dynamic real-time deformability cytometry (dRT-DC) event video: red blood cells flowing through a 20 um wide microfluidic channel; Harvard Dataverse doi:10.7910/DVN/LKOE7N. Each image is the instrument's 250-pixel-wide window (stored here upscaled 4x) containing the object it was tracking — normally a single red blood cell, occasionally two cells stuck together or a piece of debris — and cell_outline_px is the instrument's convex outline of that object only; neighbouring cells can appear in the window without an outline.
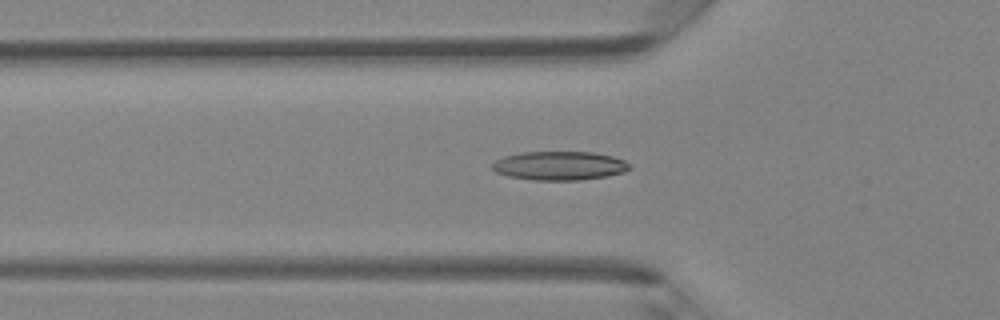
{"species": "Egyptian fruit bat (a non-hibernating species)", "species_latin": "Rousettus aegyptiacus", "temperature_condition": "room temperature", "stored_images_in_passage": 45, "camera_frame_rate_fps": 3000, "um_per_image_px": 0.085, "animal": {"sex": "female"}, "frame": {"image": 1, "passage_image": 15, "time_ms": 4.667, "image_size_px": [1000, 320], "cell_outline_px": [[632, 168], [624, 172], [604, 176], [580, 180], [532, 180], [508, 176], [496, 172], [492, 168], [492, 164], [496, 160], [504, 156], [520, 152], [592, 152], [612, 156], [624, 160]], "centroid_in_image_um": [47.54, 14.08], "position_along_channel_um": 78.3, "area_um2": 23.0}}
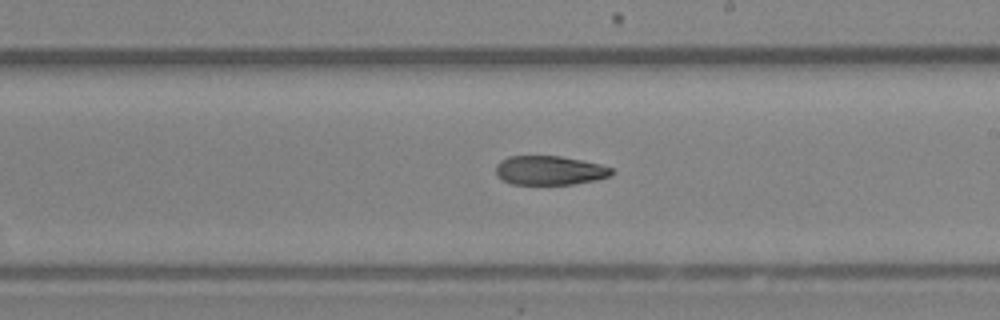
{"frame": {"image": 2, "passage_image": 26, "time_ms": 8.333, "image_size_px": [1000, 320], "cell_outline_px": [[612, 176], [596, 180], [572, 184], [512, 184], [504, 180], [496, 172], [496, 164], [500, 160], [508, 156], [560, 156], [600, 164], [612, 168]], "centroid_in_image_um": [46.73, 14.48], "position_along_channel_um": 242.3, "area_um2": 19.54}}
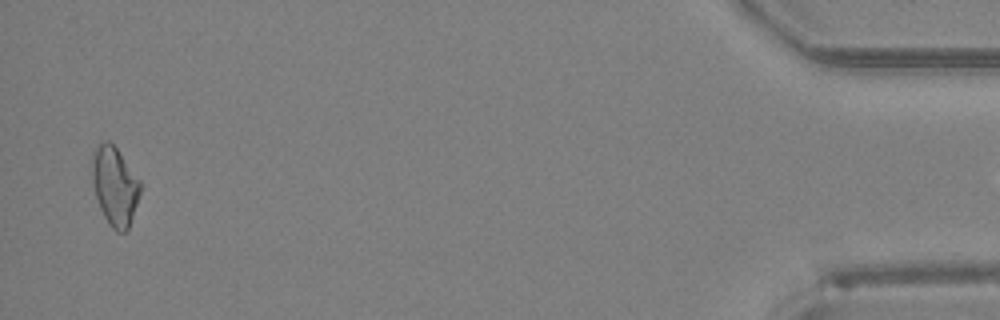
{"frame": {"image": 3, "passage_image": 44, "time_ms": 14.333, "image_size_px": [1000, 320], "cell_outline_px": [[140, 192], [128, 228], [124, 232], [116, 232], [112, 228], [104, 216], [100, 208], [96, 196], [92, 180], [92, 152], [96, 144], [104, 140], [108, 140], [116, 148], [140, 180]], "centroid_in_image_um": [9.73, 15.77], "position_along_channel_um": 425.5, "area_um2": 21.85}}